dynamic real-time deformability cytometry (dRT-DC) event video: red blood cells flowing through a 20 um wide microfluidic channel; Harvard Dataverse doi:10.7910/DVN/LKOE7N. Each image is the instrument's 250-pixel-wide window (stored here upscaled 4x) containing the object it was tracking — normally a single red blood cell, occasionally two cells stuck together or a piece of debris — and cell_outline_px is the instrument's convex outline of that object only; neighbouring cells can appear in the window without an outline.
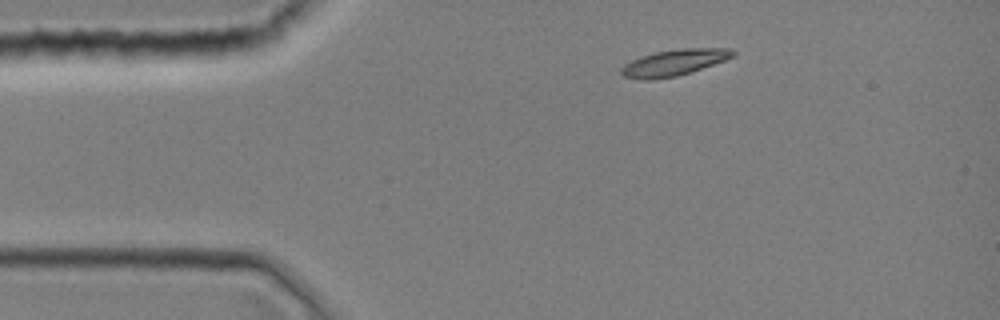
{"species": "common noctule bat (a hibernating species)", "species_latin": "Nyctalus noctula", "temperature_condition": "room temperature", "stored_images_in_passage": 1, "camera_frame_rate_fps": 3000, "um_per_image_px": 0.085, "animal": {"sex": "female", "body_mass_g": 19.0, "forearm_length_mm": 51.5}, "frame": {"image": 1, "passage_image": 1, "time_ms": 0.0, "image_size_px": [1000, 320], "cell_outline_px": [[736, 52], [732, 56], [724, 60], [676, 76], [648, 80], [644, 80], [624, 76], [620, 72], [620, 68], [624, 64], [640, 56], [656, 52], [676, 48], [728, 48]], "centroid_in_image_um": [57.23, 5.3], "position_along_channel_um": 27.8, "area_um2": 16.76}}